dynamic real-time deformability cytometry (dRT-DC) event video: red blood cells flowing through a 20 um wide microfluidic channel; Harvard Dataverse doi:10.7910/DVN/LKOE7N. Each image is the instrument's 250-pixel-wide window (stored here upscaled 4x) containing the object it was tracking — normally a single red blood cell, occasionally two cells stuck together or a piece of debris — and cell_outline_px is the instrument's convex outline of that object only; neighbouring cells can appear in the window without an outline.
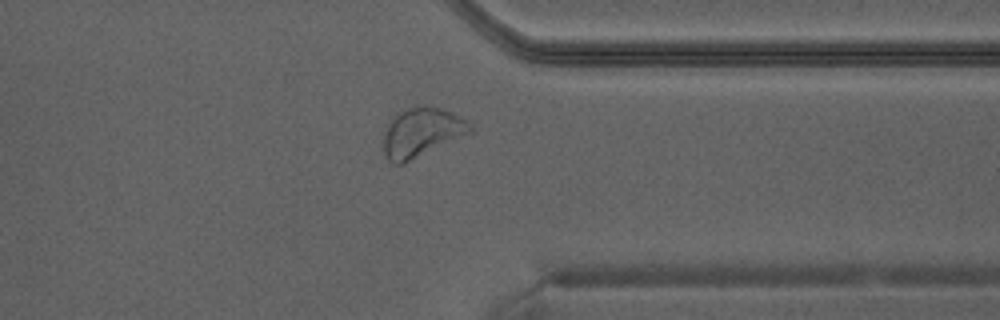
{"species": "Egyptian fruit bat (a non-hibernating species)", "species_latin": "Rousettus aegyptiacus", "temperature_condition": "warm", "stored_images_in_passage": 29, "camera_frame_rate_fps": 3000, "um_per_image_px": 0.085, "animal": {"sex": "male"}, "frame": {"image": 1, "passage_image": 21, "time_ms": 6.667, "image_size_px": [1000, 320], "cell_outline_px": [[472, 128], [468, 132], [404, 164], [392, 164], [388, 160], [384, 152], [384, 132], [392, 116], [416, 104], [424, 104], [440, 108], [452, 112], [468, 120], [472, 124]], "centroid_in_image_um": [35.79, 11.22], "position_along_channel_um": 375.6, "area_um2": 24.62}}